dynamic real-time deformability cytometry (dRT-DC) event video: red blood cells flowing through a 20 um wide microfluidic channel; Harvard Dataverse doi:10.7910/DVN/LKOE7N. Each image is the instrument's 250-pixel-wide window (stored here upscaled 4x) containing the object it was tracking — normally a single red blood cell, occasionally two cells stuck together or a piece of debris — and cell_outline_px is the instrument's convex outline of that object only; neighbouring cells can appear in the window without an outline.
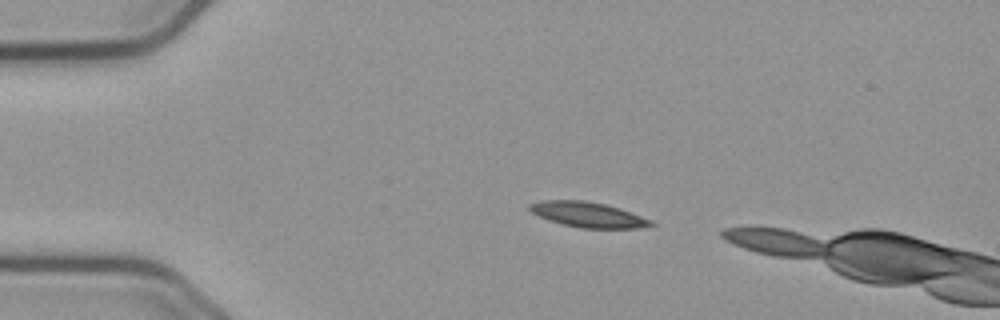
{"species": "common noctule bat (a hibernating species)", "species_latin": "Nyctalus noctula", "temperature_condition": "cold", "stored_images_in_passage": 12, "camera_frame_rate_fps": 3000, "um_per_image_px": 0.085, "animal": {"sex": "male", "body_mass_g": 23.1, "forearm_length_mm": 52.7}, "frame": {"image": 1, "passage_image": 6, "time_ms": 1.667, "image_size_px": [1000, 320], "cell_outline_px": [[656, 224], [636, 228], [580, 228], [548, 220], [532, 212], [528, 208], [528, 204], [544, 200], [584, 200], [604, 204], [620, 208], [640, 216]], "centroid_in_image_um": [49.93, 18.23], "position_along_channel_um": 35.1, "area_um2": 17.51}}